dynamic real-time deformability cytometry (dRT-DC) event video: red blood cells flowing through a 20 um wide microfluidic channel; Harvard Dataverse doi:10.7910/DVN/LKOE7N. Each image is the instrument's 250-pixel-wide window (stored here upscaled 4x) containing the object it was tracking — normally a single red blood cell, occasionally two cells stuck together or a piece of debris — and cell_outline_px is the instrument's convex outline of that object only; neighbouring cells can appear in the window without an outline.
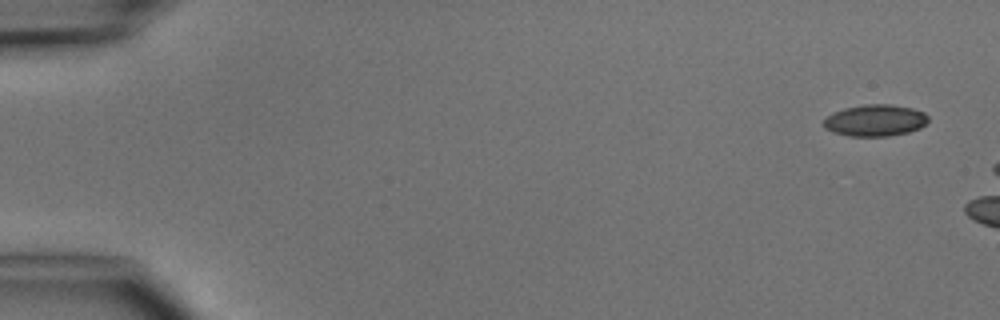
{"species": "common noctule bat (a hibernating species)", "species_latin": "Nyctalus noctula", "temperature_condition": "cold", "stored_images_in_passage": 5, "camera_frame_rate_fps": 3000, "um_per_image_px": 0.085, "animal": {"sex": "male", "body_mass_g": 15.6}, "frame": {"image": 1, "passage_image": 1, "time_ms": 0.0, "image_size_px": [1000, 320], "cell_outline_px": [[928, 120], [920, 128], [908, 132], [888, 136], [848, 136], [832, 132], [824, 128], [820, 124], [832, 112], [844, 108], [864, 104], [892, 104], [912, 108], [924, 112], [928, 116]], "centroid_in_image_um": [74.35, 10.23], "position_along_channel_um": 10.7, "area_um2": 19.48}}